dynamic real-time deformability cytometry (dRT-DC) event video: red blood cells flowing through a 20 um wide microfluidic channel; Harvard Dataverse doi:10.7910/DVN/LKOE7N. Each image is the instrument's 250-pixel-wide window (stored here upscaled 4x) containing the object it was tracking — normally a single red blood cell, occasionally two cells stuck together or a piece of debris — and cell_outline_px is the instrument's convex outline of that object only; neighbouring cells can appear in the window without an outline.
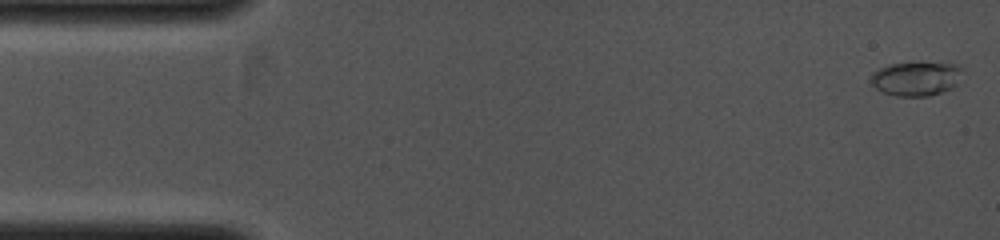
{"species": "common noctule bat (a hibernating species)", "species_latin": "Nyctalus noctula", "temperature_condition": "cold", "stored_images_in_passage": 7, "camera_frame_rate_fps": 4000, "um_per_image_px": 0.085, "animal": {"sex": "female", "body_mass_g": 19.0, "forearm_length_mm": 53.3}, "frame": {"image": 1, "passage_image": 1, "time_ms": 0.0, "image_size_px": [1000, 240], "cell_outline_px": [[964, 68], [956, 84], [952, 88], [928, 96], [896, 96], [880, 92], [872, 84], [872, 72], [880, 68], [892, 64], [948, 60]], "centroid_in_image_um": [77.93, 6.64], "position_along_channel_um": 7.1, "area_um2": 18.73}}
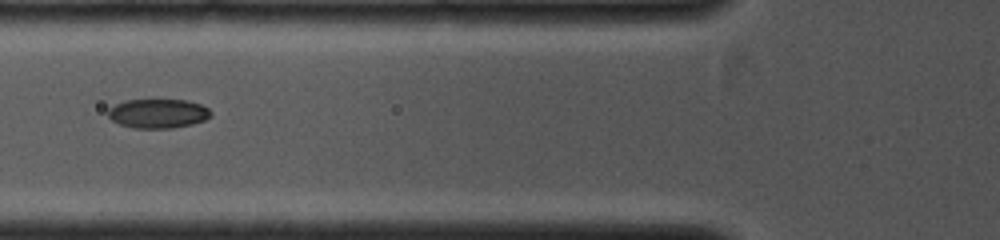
{"frame": {"image": 2, "passage_image": 6, "time_ms": 1.25, "image_size_px": [1000, 240], "cell_outline_px": [[212, 116], [204, 120], [192, 124], [172, 128], [132, 128], [120, 124], [112, 120], [108, 116], [108, 108], [124, 100], [152, 96], [184, 100], [200, 104], [208, 108], [212, 112]], "centroid_in_image_um": [13.41, 9.59], "position_along_channel_um": 112.4, "area_um2": 18.38}}
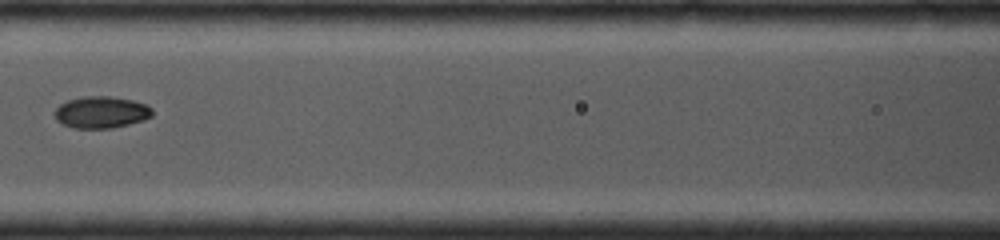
{"frame": {"image": 3, "passage_image": 7, "time_ms": 1.5, "image_size_px": [1000, 240], "cell_outline_px": [[152, 116], [144, 120], [112, 128], [72, 128], [56, 120], [52, 112], [60, 104], [68, 100], [84, 96], [108, 96], [132, 100], [148, 104], [152, 108]], "centroid_in_image_um": [8.59, 9.54], "position_along_channel_um": 158.0, "area_um2": 18.21}}